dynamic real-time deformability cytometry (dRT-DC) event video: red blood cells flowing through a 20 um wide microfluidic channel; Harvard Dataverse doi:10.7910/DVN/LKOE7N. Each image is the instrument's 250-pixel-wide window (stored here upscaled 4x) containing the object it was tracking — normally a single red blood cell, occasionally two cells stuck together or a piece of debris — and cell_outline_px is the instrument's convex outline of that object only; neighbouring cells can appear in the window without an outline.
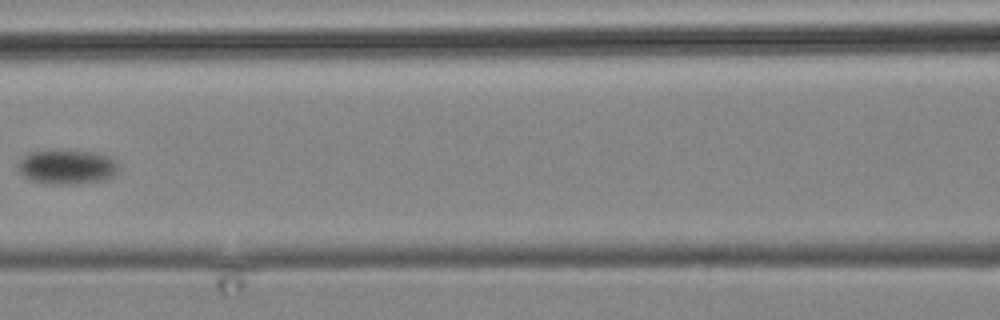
{"species": "common noctule bat (a hibernating species)", "species_latin": "Nyctalus noctula", "temperature_condition": "cold", "stored_images_in_passage": 16, "camera_frame_rate_fps": 3000, "um_per_image_px": 0.085, "animal": {"sex": "male", "body_mass_g": 19.2, "forearm_length_mm": 51.8}, "frame": {"image": 1, "passage_image": 14, "time_ms": 17.667, "image_size_px": [1000, 320], "cell_outline_px": [[116, 172], [112, 176], [104, 180], [76, 184], [44, 184], [28, 180], [20, 172], [20, 160], [24, 156], [32, 152], [96, 152], [108, 156], [116, 164]], "centroid_in_image_um": [5.68, 14.23], "position_along_channel_um": 160.9, "area_um2": 19.54}}
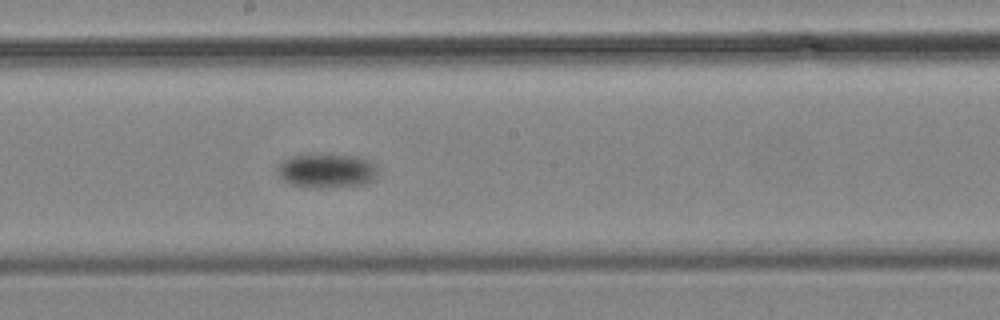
{"frame": {"image": 2, "passage_image": 16, "time_ms": 20.0, "image_size_px": [1000, 320], "cell_outline_px": [[376, 176], [372, 180], [364, 184], [336, 188], [308, 188], [288, 184], [280, 180], [276, 176], [276, 168], [280, 160], [288, 156], [356, 156], [368, 160], [372, 164], [376, 172]], "centroid_in_image_um": [27.64, 14.57], "position_along_channel_um": 220.6, "area_um2": 20.11}}